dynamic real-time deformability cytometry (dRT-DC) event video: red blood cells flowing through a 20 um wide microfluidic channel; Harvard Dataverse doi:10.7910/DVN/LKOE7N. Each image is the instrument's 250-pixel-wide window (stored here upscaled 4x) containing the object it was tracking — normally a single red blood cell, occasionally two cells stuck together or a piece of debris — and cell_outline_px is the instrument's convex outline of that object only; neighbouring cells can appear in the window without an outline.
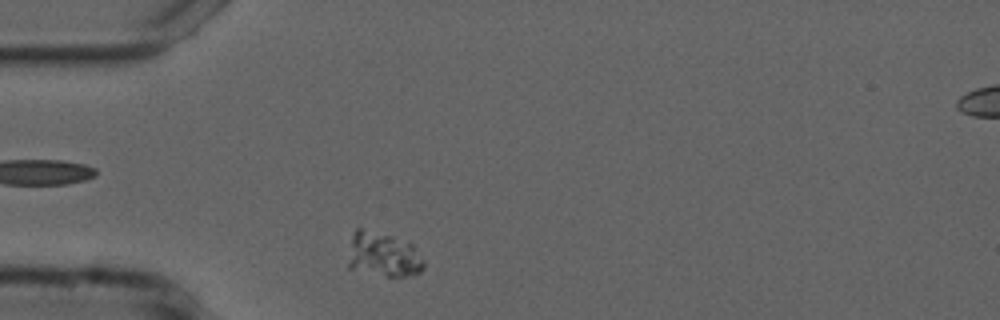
{"species": "common noctule bat (a hibernating species)", "species_latin": "Nyctalus noctula", "temperature_condition": "cold", "stored_images_in_passage": 43, "camera_frame_rate_fps": 3000, "um_per_image_px": 0.085, "animal": {"sex": "male", "forearm_length_mm": 52.5}, "frame": {"image": 1, "passage_image": 1, "time_ms": 0.0, "image_size_px": [1000, 320], "cell_outline_px": [[424, 268], [420, 272], [404, 276], [384, 276], [348, 268], [348, 264], [352, 232], [356, 228], [360, 228], [408, 240], [412, 244], [424, 260]], "centroid_in_image_um": [32.58, 21.63], "position_along_channel_um": 52.4, "area_um2": 19.71}}
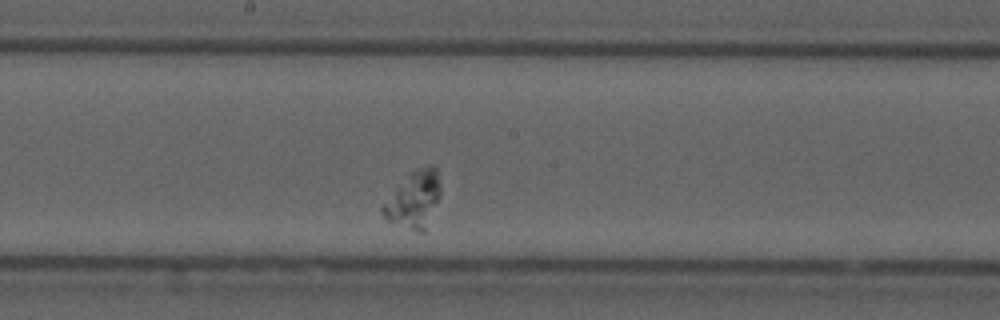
{"frame": {"image": 2, "passage_image": 16, "time_ms": 5.0, "image_size_px": [1000, 320], "cell_outline_px": [[440, 196], [424, 232], [416, 232], [388, 220], [380, 212], [380, 208], [396, 188], [416, 168], [432, 164], [436, 168], [440, 184]], "centroid_in_image_um": [35.2, 16.97], "position_along_channel_um": 213.0, "area_um2": 18.67}}
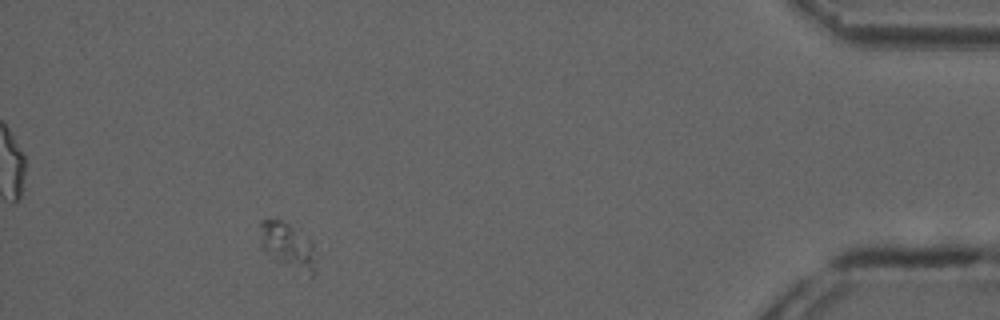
{"frame": {"image": 3, "passage_image": 38, "time_ms": 12.333, "image_size_px": [1000, 320], "cell_outline_px": [[320, 252], [316, 272], [312, 276], [276, 260], [260, 248], [260, 220], [280, 220], [288, 224], [312, 244]], "centroid_in_image_um": [24.51, 20.94], "position_along_channel_um": 410.7, "area_um2": 15.03}}